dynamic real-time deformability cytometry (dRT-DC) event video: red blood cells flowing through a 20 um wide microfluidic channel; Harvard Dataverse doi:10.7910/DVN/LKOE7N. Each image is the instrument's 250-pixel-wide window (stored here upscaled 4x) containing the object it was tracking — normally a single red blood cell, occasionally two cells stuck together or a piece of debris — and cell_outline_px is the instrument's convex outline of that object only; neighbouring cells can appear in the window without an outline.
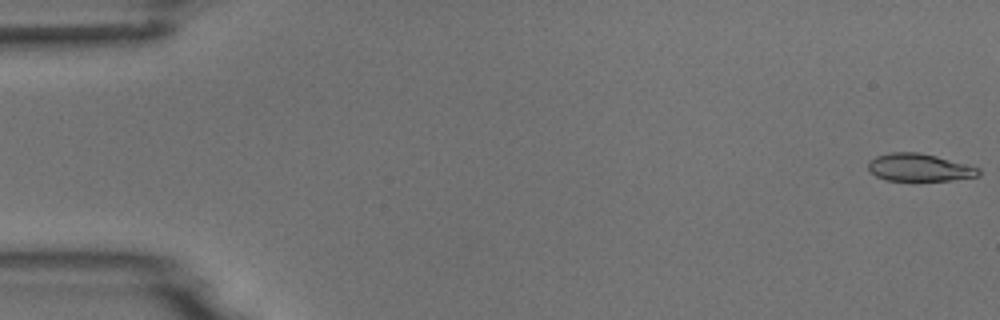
{"species": "common noctule bat (a hibernating species)", "species_latin": "Nyctalus noctula", "temperature_condition": "room temperature", "stored_images_in_passage": 7, "camera_frame_rate_fps": 3000, "um_per_image_px": 0.085, "animal": {"sex": "male", "body_mass_g": 18.8}, "frame": {"image": 1, "passage_image": 1, "time_ms": 0.0, "image_size_px": [1000, 320], "cell_outline_px": [[980, 176], [952, 180], [884, 180], [868, 172], [868, 160], [876, 156], [892, 152], [920, 152], [936, 156], [980, 168]], "centroid_in_image_um": [78.11, 14.23], "position_along_channel_um": 6.9, "area_um2": 17.8}}
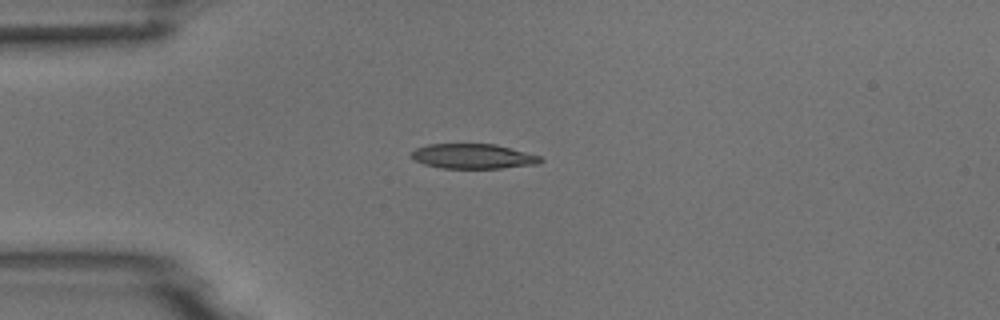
{"frame": {"image": 2, "passage_image": 4, "time_ms": 4.333, "image_size_px": [1000, 320], "cell_outline_px": [[544, 160], [540, 164], [500, 168], [440, 168], [424, 164], [408, 156], [416, 148], [428, 144], [496, 144], [540, 156]], "centroid_in_image_um": [40.21, 13.28], "position_along_channel_um": 44.8, "area_um2": 18.73}}